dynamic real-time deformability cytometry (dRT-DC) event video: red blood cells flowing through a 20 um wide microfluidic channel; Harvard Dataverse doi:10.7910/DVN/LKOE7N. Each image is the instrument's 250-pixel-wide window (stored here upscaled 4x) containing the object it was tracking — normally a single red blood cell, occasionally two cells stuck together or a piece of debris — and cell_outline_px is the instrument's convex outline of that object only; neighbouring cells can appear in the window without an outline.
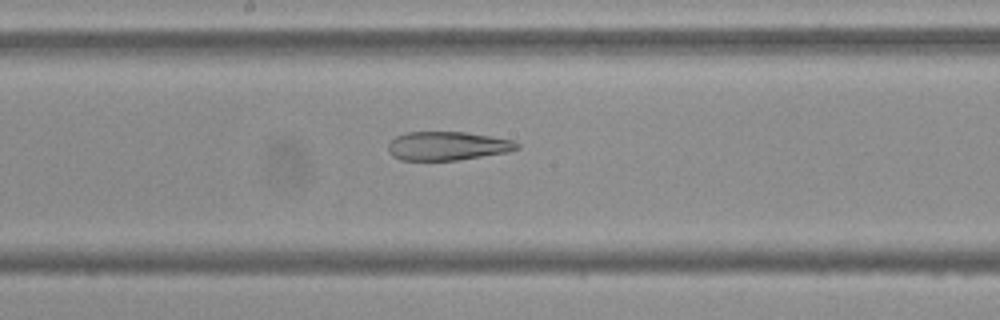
{"species": "Egyptian fruit bat (a non-hibernating species)", "species_latin": "Rousettus aegyptiacus", "temperature_condition": "cold", "stored_images_in_passage": 54, "camera_frame_rate_fps": 3000, "um_per_image_px": 0.085, "frame": {"image": 1, "passage_image": 28, "time_ms": 9.0, "image_size_px": [1000, 320], "cell_outline_px": [[520, 148], [508, 152], [460, 160], [400, 160], [392, 156], [388, 152], [388, 140], [404, 132], [464, 132], [492, 136], [516, 140], [520, 144]], "centroid_in_image_um": [38.04, 12.4], "position_along_channel_um": 210.2, "area_um2": 21.96}}
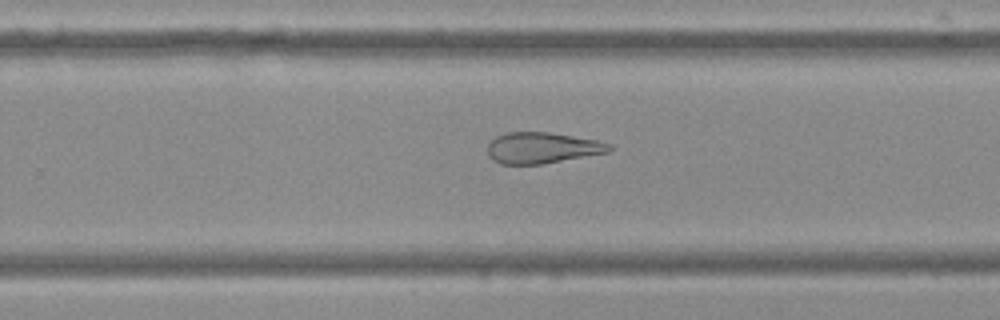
{"frame": {"image": 2, "passage_image": 34, "time_ms": 11.0, "image_size_px": [1000, 320], "cell_outline_px": [[612, 148], [608, 152], [540, 164], [500, 164], [492, 160], [488, 156], [488, 144], [496, 136], [508, 132], [548, 132], [596, 140], [612, 144]], "centroid_in_image_um": [46.05, 12.57], "position_along_channel_um": 283.8, "area_um2": 21.85}}
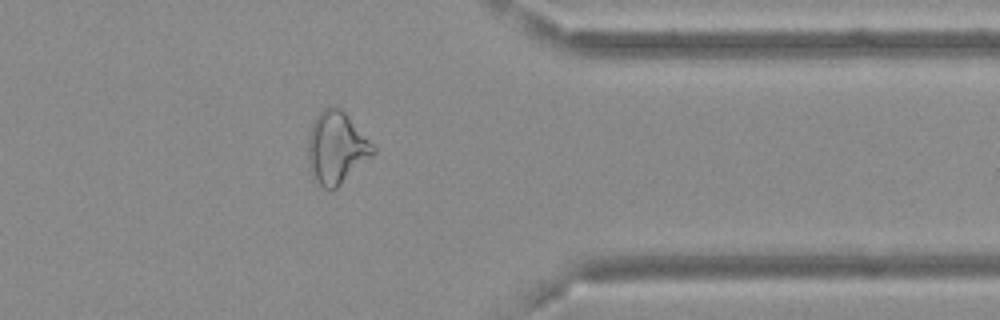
{"frame": {"image": 3, "passage_image": 43, "time_ms": 14.0, "image_size_px": [1000, 320], "cell_outline_px": [[376, 152], [372, 156], [336, 188], [328, 192], [312, 176], [308, 164], [308, 136], [312, 124], [316, 116], [324, 108], [336, 104], [348, 116], [376, 148]], "centroid_in_image_um": [28.58, 12.56], "position_along_channel_um": 382.8, "area_um2": 27.22}, "authors_computed_cell_mechanics": {"area_um2": 28.2064, "velocity_mm_per_s": 3.6893, "shape_relaxation_time_tau1_ms": null, "shape_relaxation_time_tau2_ms": 6.031, "deformation_change_tau1": null, "deformation_change_tau2": 0.1829}}